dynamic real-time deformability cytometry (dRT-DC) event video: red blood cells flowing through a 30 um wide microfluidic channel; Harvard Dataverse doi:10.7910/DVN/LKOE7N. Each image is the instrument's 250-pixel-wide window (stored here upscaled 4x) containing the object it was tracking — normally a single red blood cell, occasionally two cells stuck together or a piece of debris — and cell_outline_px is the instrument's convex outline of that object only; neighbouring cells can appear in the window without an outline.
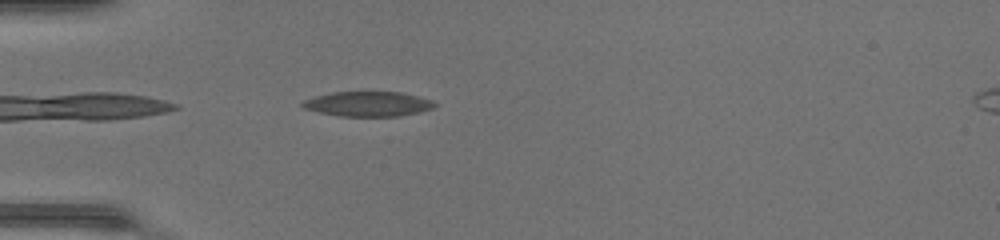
{"species": "common noctule bat (a hibernating species)", "species_latin": "Nyctalus noctula", "temperature_condition": "warm", "stored_images_in_passage": 5, "camera_frame_rate_fps": 3000, "um_per_image_px": 0.085, "animal": {"sex": "female", "body_mass_g": 17.0, "forearm_length_mm": 48.0}, "frame": {"image": 1, "passage_image": 1, "time_ms": 0.0, "image_size_px": [1000, 240], "cell_outline_px": [[436, 104], [432, 108], [400, 116], [340, 116], [320, 112], [304, 108], [300, 104], [304, 100], [316, 96], [332, 92], [400, 92], [432, 100]], "centroid_in_image_um": [31.25, 8.83], "position_along_channel_um": 53.7, "area_um2": 18.84}}